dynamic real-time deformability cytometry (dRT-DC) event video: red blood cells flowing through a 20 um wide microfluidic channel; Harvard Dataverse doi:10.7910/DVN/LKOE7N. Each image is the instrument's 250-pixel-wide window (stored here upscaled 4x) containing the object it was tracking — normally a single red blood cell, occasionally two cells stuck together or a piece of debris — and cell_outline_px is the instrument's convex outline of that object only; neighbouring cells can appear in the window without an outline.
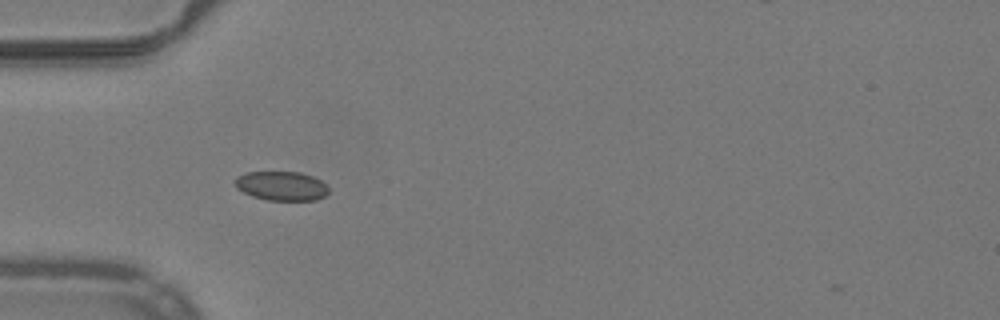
{"species": "common noctule bat (a hibernating species)", "species_latin": "Nyctalus noctula", "temperature_condition": "warm", "stored_images_in_passage": 38, "camera_frame_rate_fps": 3000, "um_per_image_px": 0.085, "animal": {"sex": "male", "body_mass_g": 19.2, "forearm_length_mm": 51.8}, "frame": {"image": 1, "passage_image": 3, "time_ms": 0.667, "image_size_px": [1000, 320], "cell_outline_px": [[328, 192], [324, 196], [316, 200], [268, 200], [252, 196], [236, 188], [236, 176], [248, 172], [300, 172], [312, 176], [320, 180], [328, 188]], "centroid_in_image_um": [23.92, 15.8], "position_along_channel_um": 61.1, "area_um2": 15.78}}
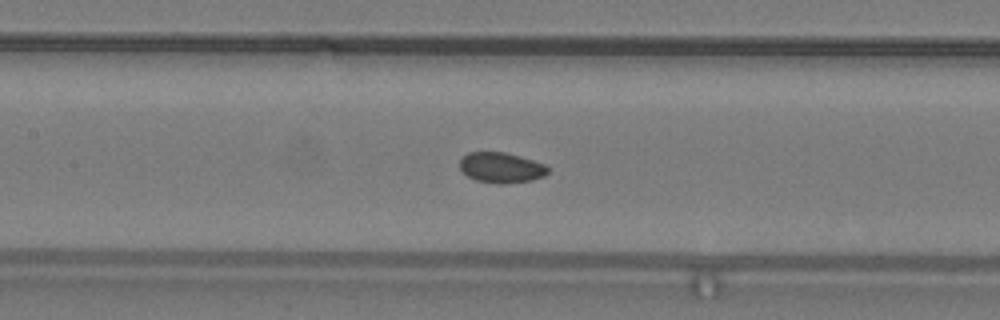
{"frame": {"image": 2, "passage_image": 11, "time_ms": 3.333, "image_size_px": [1000, 320], "cell_outline_px": [[548, 172], [544, 176], [532, 180], [504, 184], [500, 184], [476, 180], [468, 176], [460, 168], [460, 160], [468, 152], [504, 152], [520, 156], [544, 164], [548, 168]], "centroid_in_image_um": [42.6, 14.25], "position_along_channel_um": 164.8, "area_um2": 15.49}}
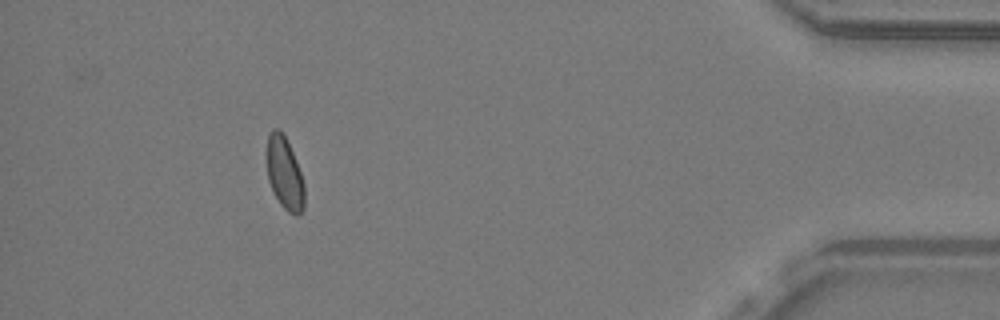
{"frame": {"image": 3, "passage_image": 34, "time_ms": 11.0, "image_size_px": [1000, 320], "cell_outline_px": [[304, 208], [296, 216], [288, 212], [280, 204], [268, 180], [268, 136], [272, 128], [280, 128], [284, 132], [300, 172], [304, 184]], "centroid_in_image_um": [24.2, 14.72], "position_along_channel_um": 411.0, "area_um2": 15.61}, "authors_computed_cell_mechanics": {"area_um2": 15.7794, "velocity_mm_per_s": 3.9799, "shape_relaxation_time_tau1_ms": null, "shape_relaxation_time_tau2_ms": 5.6624, "deformation_change_tau1": null, "deformation_change_tau2": 0.0769}}